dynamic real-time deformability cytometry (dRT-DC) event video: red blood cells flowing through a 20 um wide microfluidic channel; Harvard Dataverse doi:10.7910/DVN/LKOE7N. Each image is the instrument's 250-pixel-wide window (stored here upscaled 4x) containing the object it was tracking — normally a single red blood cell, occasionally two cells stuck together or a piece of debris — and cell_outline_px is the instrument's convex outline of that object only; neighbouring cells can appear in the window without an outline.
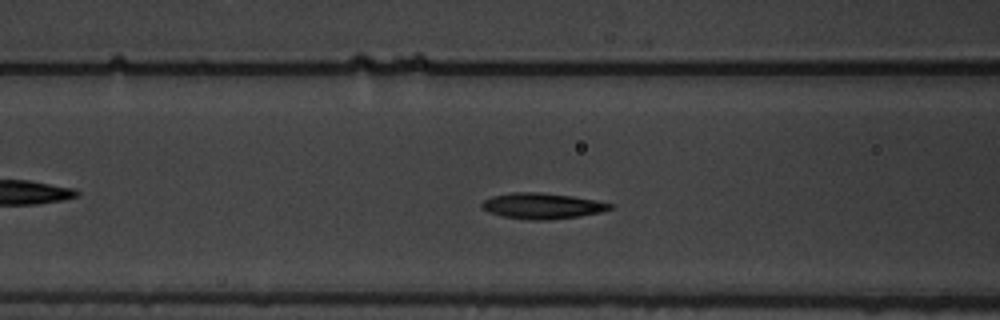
{"species": "common noctule bat (a hibernating species)", "species_latin": "Nyctalus noctula", "temperature_condition": "warm", "stored_images_in_passage": 49, "camera_frame_rate_fps": 3000, "um_per_image_px": 0.085, "animal": {"sex": "male", "body_mass_g": 19.5, "forearm_length_mm": 54.6}, "frame": {"image": 1, "passage_image": 14, "time_ms": 4.333, "image_size_px": [1000, 320], "cell_outline_px": [[616, 208], [600, 212], [580, 216], [548, 220], [528, 220], [500, 216], [488, 212], [480, 204], [484, 200], [492, 196], [512, 192], [540, 192], [572, 196], [596, 200], [616, 204]], "centroid_in_image_um": [46.13, 17.5], "position_along_channel_um": 120.5, "area_um2": 19.54}}
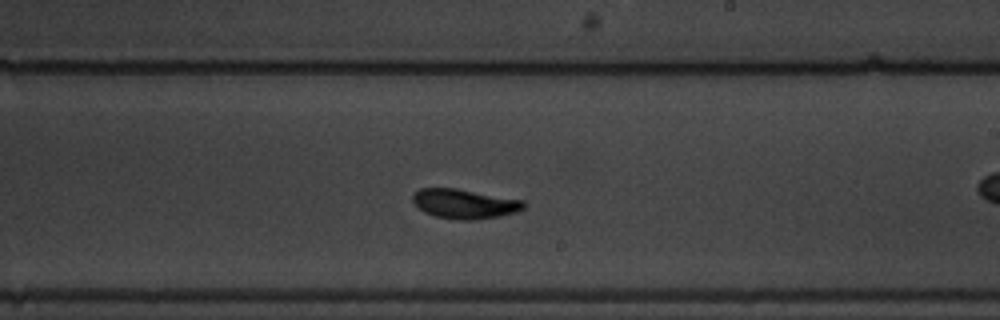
{"frame": {"image": 2, "passage_image": 25, "time_ms": 8.0, "image_size_px": [1000, 320], "cell_outline_px": [[524, 208], [516, 212], [500, 216], [472, 220], [460, 220], [436, 216], [424, 212], [412, 200], [412, 196], [420, 188], [456, 188], [524, 200]], "centroid_in_image_um": [39.5, 17.32], "position_along_channel_um": 249.5, "area_um2": 18.96}}
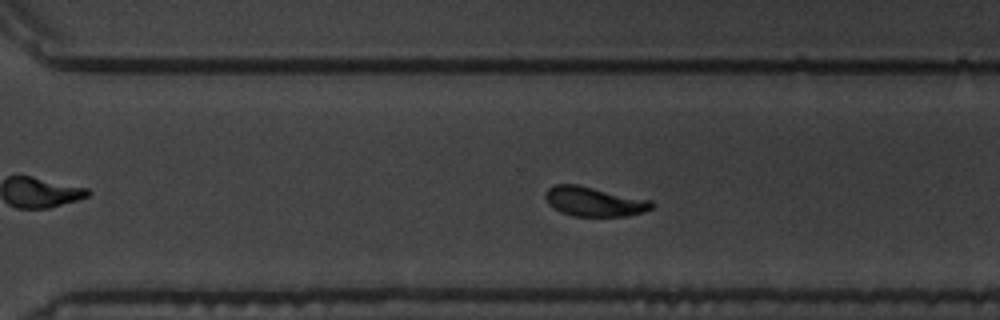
{"frame": {"image": 3, "passage_image": 31, "time_ms": 10.0, "image_size_px": [1000, 320], "cell_outline_px": [[656, 204], [652, 208], [644, 212], [628, 216], [572, 216], [560, 212], [548, 204], [544, 196], [544, 192], [548, 188], [556, 184], [576, 184], [652, 200]], "centroid_in_image_um": [50.51, 17.13], "position_along_channel_um": 320.1, "area_um2": 18.5}, "authors_computed_cell_mechanics": {"area_um2": 18.6116, "velocity_mm_per_s": 3.5249, "shape_relaxation_time_tau1_ms": 2.673, "shape_relaxation_time_tau2_ms": 2.1346, "deformation_change_tau1": 0.1628, "deformation_change_tau2": 0.0651}}